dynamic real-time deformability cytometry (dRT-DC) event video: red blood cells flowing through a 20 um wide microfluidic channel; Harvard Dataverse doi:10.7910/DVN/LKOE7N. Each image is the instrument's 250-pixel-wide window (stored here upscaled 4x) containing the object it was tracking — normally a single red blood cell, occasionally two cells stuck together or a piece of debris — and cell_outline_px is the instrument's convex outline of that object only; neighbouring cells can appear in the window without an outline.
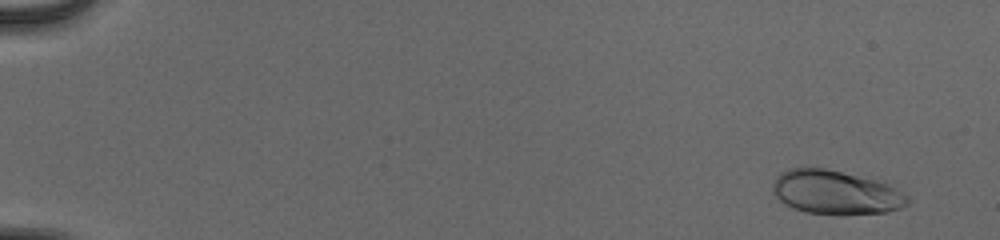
{"species": "human", "species_latin": "Homo sapiens", "temperature_condition": "cold", "stored_images_in_passage": 55, "camera_frame_rate_fps": 3000, "um_per_image_px": 0.085, "donor": {"sex": "male"}, "frame": {"image": 1, "passage_image": 4, "time_ms": 1.0, "image_size_px": [1000, 240], "cell_outline_px": [[908, 204], [900, 208], [884, 212], [804, 212], [792, 208], [784, 204], [772, 192], [772, 184], [776, 176], [780, 172], [788, 168], [824, 168], [884, 180], [908, 196]], "centroid_in_image_um": [71.02, 16.3], "position_along_channel_um": 14.0, "area_um2": 34.22}}
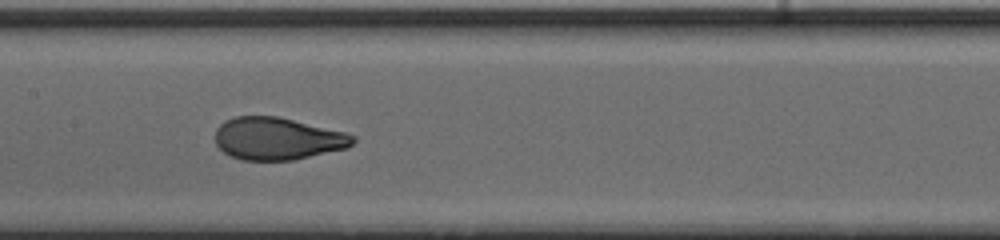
{"frame": {"image": 2, "passage_image": 30, "time_ms": 9.667, "image_size_px": [1000, 240], "cell_outline_px": [[356, 140], [352, 144], [344, 148], [292, 160], [240, 160], [224, 152], [216, 144], [216, 128], [224, 120], [232, 116], [276, 116], [348, 132], [356, 136]], "centroid_in_image_um": [23.57, 11.77], "position_along_channel_um": 183.8, "area_um2": 33.99}}
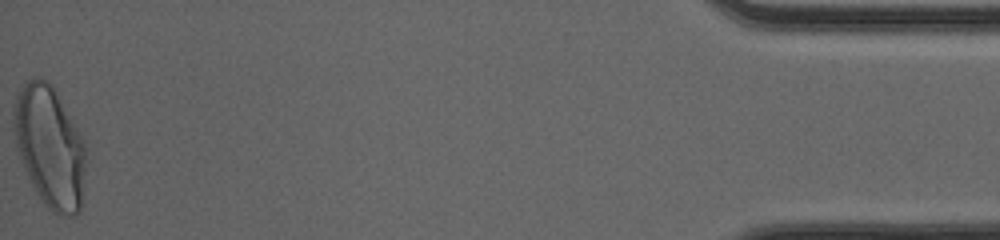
{"frame": {"image": 3, "passage_image": 55, "time_ms": 18.0, "image_size_px": [1000, 240], "cell_outline_px": [[88, 160], [80, 212], [76, 216], [64, 216], [52, 212], [44, 204], [32, 188], [16, 152], [12, 132], [12, 112], [16, 96], [24, 84], [28, 80], [36, 76], [40, 76], [48, 80], [52, 84], [84, 140], [88, 148]], "centroid_in_image_um": [4.23, 12.5], "position_along_channel_um": 431.0, "area_um2": 52.77}, "authors_computed_cell_mechanics": {"area_um2": 34.391, "velocity_mm_per_s": 3.9617, "shape_relaxation_time_tau1_ms": 3.3973, "shape_relaxation_time_tau2_ms": null, "deformation_change_tau1": 0.1749, "deformation_change_tau2": null}}